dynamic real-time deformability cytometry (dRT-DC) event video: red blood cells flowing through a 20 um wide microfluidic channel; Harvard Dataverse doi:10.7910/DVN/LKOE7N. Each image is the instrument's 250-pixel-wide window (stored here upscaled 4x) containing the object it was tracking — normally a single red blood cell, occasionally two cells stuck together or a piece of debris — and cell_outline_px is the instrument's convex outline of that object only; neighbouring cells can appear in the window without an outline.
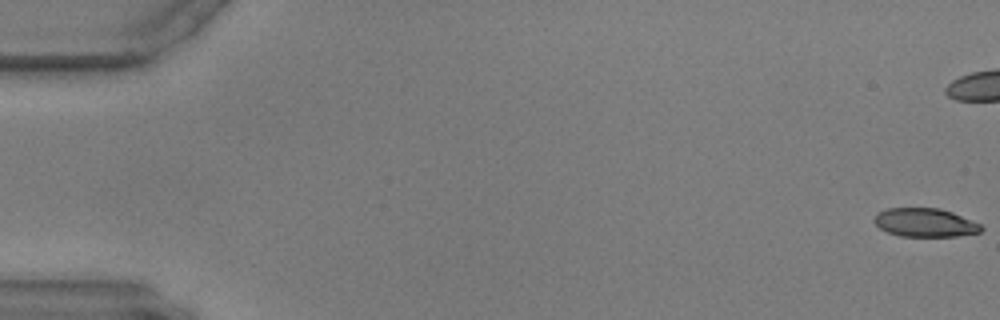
{"species": "common noctule bat (a hibernating species)", "species_latin": "Nyctalus noctula", "temperature_condition": "warm", "stored_images_in_passage": 60, "camera_frame_rate_fps": 3000, "um_per_image_px": 0.085, "animal": {"sex": "male", "body_mass_g": 17.9, "forearm_length_mm": 54.2}, "frame": {"image": 1, "passage_image": 1, "time_ms": 0.0, "image_size_px": [1000, 320], "cell_outline_px": [[984, 228], [980, 232], [956, 236], [900, 236], [888, 232], [880, 228], [872, 220], [876, 212], [888, 208], [940, 208], [952, 212], [980, 224]], "centroid_in_image_um": [78.59, 18.91], "position_along_channel_um": 6.4, "area_um2": 17.8}}
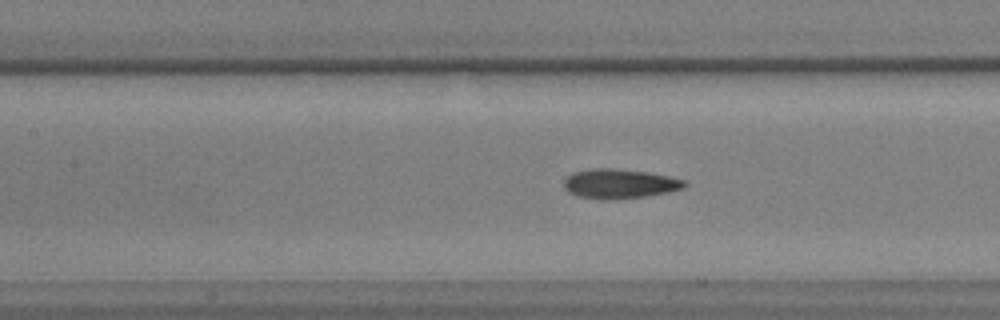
{"frame": {"image": 2, "passage_image": 27, "time_ms": 8.667, "image_size_px": [1000, 320], "cell_outline_px": [[688, 184], [684, 188], [668, 192], [644, 196], [576, 196], [568, 192], [564, 188], [564, 180], [572, 172], [592, 168], [612, 168], [648, 172], [668, 176], [684, 180]], "centroid_in_image_um": [52.68, 15.55], "position_along_channel_um": 154.7, "area_um2": 19.77}}
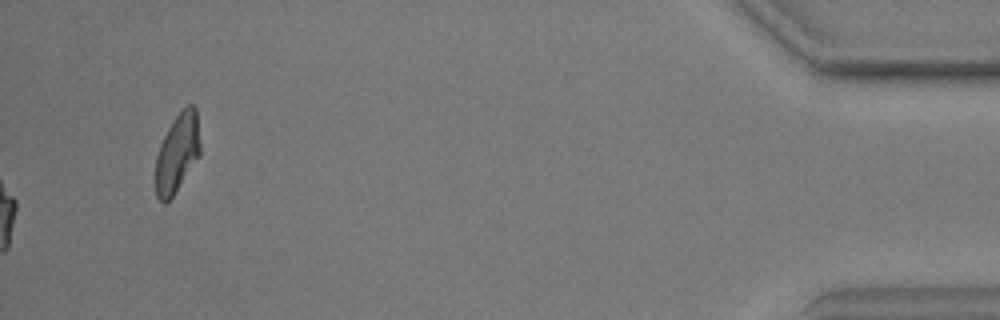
{"frame": {"image": 3, "passage_image": 60, "time_ms": 19.667, "image_size_px": [1000, 320], "cell_outline_px": [[200, 156], [172, 196], [164, 204], [156, 196], [156, 156], [160, 144], [168, 128], [176, 116], [188, 104], [192, 104], [196, 108], [200, 144]], "centroid_in_image_um": [15.08, 13.0], "position_along_channel_um": 420.1, "area_um2": 20.23}}